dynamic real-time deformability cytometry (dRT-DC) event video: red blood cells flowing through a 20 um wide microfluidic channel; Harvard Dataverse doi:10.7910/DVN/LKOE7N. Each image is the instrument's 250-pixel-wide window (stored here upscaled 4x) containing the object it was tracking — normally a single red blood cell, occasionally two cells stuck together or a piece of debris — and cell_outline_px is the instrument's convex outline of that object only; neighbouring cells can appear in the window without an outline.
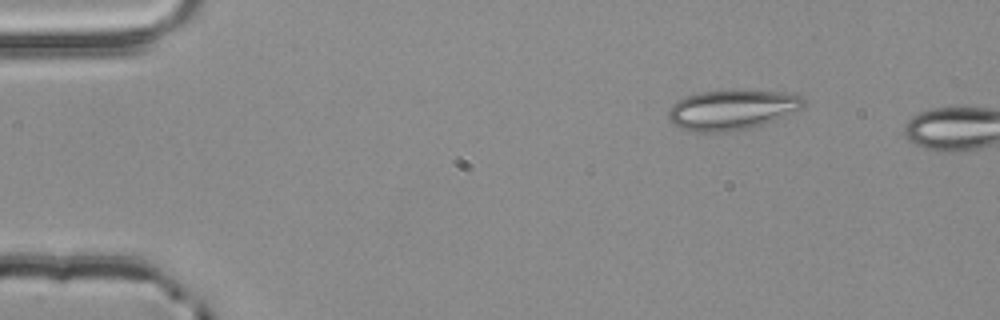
{"species": "common noctule bat (a hibernating species)", "species_latin": "Nyctalus noctula", "temperature_condition": "room temperature", "stored_images_in_passage": 2, "camera_frame_rate_fps": 3000, "um_per_image_px": 0.085, "animal": {"sex": "male", "body_mass_g": 20.4}, "frame": {"image": 1, "passage_image": 1, "time_ms": 0.0, "image_size_px": [1000, 320], "cell_outline_px": [[804, 104], [800, 108], [776, 120], [748, 128], [732, 132], [700, 132], [680, 128], [672, 124], [668, 120], [668, 112], [672, 104], [676, 100], [684, 96], [700, 92], [728, 88], [748, 88], [784, 92], [800, 96], [804, 100]], "centroid_in_image_um": [62.17, 9.29], "position_along_channel_um": 22.8, "area_um2": 32.43}}